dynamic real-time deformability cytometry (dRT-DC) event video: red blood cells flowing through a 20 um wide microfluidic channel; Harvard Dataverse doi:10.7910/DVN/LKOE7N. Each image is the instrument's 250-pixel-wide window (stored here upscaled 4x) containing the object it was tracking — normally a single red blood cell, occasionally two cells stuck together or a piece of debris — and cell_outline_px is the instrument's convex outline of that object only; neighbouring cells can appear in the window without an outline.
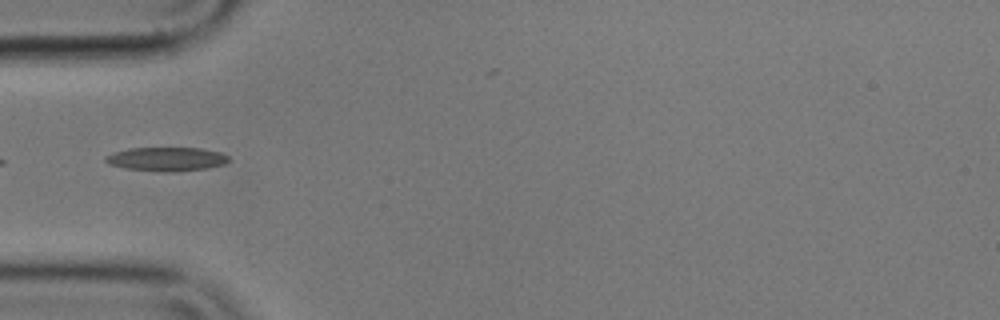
{"species": "common noctule bat (a hibernating species)", "species_latin": "Nyctalus noctula", "temperature_condition": "cold", "stored_images_in_passage": 21, "camera_frame_rate_fps": 3000, "um_per_image_px": 0.085, "animal": {"sex": "male", "body_mass_g": 17.9}, "frame": {"image": 1, "passage_image": 1, "time_ms": 0.0, "image_size_px": [1000, 320], "cell_outline_px": [[228, 160], [224, 164], [208, 168], [168, 172], [164, 172], [128, 168], [108, 164], [104, 160], [104, 156], [112, 152], [128, 148], [200, 148], [220, 152], [228, 156]], "centroid_in_image_um": [14.12, 13.51], "position_along_channel_um": 70.9, "area_um2": 17.05}}